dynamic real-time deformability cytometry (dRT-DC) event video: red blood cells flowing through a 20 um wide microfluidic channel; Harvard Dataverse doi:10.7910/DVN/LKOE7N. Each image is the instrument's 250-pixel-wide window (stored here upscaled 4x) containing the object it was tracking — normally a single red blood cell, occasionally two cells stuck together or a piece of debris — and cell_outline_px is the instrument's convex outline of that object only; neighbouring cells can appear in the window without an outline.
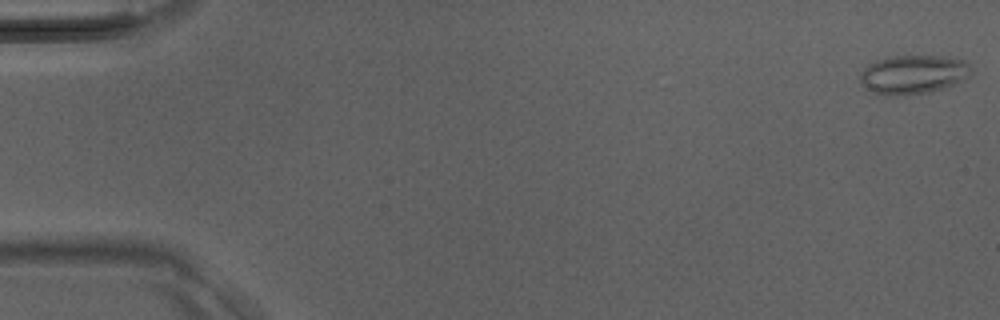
{"species": "Egyptian fruit bat (a non-hibernating species)", "species_latin": "Rousettus aegyptiacus", "temperature_condition": "room temperature", "stored_images_in_passage": 10, "camera_frame_rate_fps": 3000, "um_per_image_px": 0.085, "animal": {"sex": "male"}, "frame": {"image": 1, "passage_image": 1, "time_ms": 0.0, "image_size_px": [1000, 320], "cell_outline_px": [[972, 72], [968, 76], [952, 84], [928, 92], [888, 96], [872, 92], [860, 80], [860, 72], [868, 64], [876, 60], [888, 56], [936, 56], [964, 60], [972, 68]], "centroid_in_image_um": [77.58, 6.31], "position_along_channel_um": 7.4, "area_um2": 24.74}}